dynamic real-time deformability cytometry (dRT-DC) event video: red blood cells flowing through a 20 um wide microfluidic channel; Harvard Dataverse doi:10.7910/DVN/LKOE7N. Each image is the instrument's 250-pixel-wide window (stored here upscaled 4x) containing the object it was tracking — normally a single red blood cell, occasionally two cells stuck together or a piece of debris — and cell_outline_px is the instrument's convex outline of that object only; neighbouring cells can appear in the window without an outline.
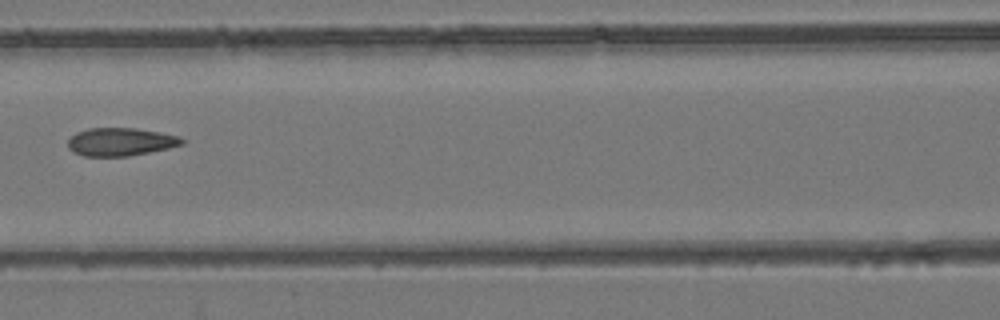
{"species": "common noctule bat (a hibernating species)", "species_latin": "Nyctalus noctula", "temperature_condition": "room temperature", "stored_images_in_passage": 8, "camera_frame_rate_fps": 3000, "um_per_image_px": 0.085, "animal": {"sex": "female", "body_mass_g": 24.6, "forearm_length_mm": 56.2}, "frame": {"image": 1, "passage_image": 8, "time_ms": 8.0, "image_size_px": [1000, 320], "cell_outline_px": [[184, 144], [168, 148], [128, 156], [84, 156], [72, 152], [68, 148], [68, 140], [76, 132], [88, 128], [136, 128], [160, 132], [180, 136], [184, 140]], "centroid_in_image_um": [10.24, 12.05], "position_along_channel_um": 156.4, "area_um2": 18.67}}